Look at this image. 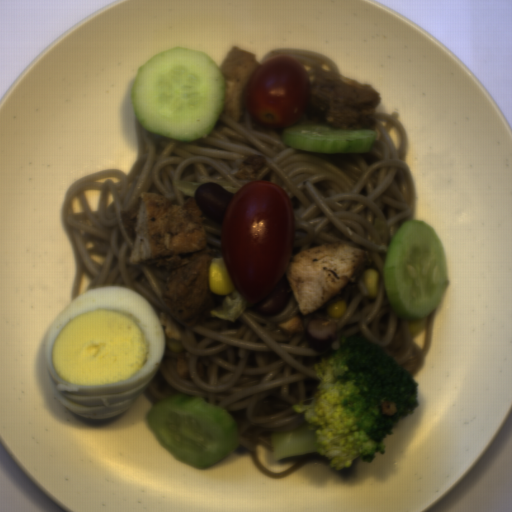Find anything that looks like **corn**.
I'll return each instance as SVG.
<instances>
[{
  "label": "corn",
  "instance_id": "1",
  "mask_svg": "<svg viewBox=\"0 0 512 512\" xmlns=\"http://www.w3.org/2000/svg\"><path fill=\"white\" fill-rule=\"evenodd\" d=\"M208 280L210 290L219 295L232 293L235 289L223 257L212 258L209 263Z\"/></svg>",
  "mask_w": 512,
  "mask_h": 512
},
{
  "label": "corn",
  "instance_id": "2",
  "mask_svg": "<svg viewBox=\"0 0 512 512\" xmlns=\"http://www.w3.org/2000/svg\"><path fill=\"white\" fill-rule=\"evenodd\" d=\"M378 283H379V274L377 270L374 268L366 269L363 275V286L366 294L377 297L378 294Z\"/></svg>",
  "mask_w": 512,
  "mask_h": 512
},
{
  "label": "corn",
  "instance_id": "3",
  "mask_svg": "<svg viewBox=\"0 0 512 512\" xmlns=\"http://www.w3.org/2000/svg\"><path fill=\"white\" fill-rule=\"evenodd\" d=\"M327 312L333 319L343 318L346 313L345 301H337L327 308Z\"/></svg>",
  "mask_w": 512,
  "mask_h": 512
},
{
  "label": "corn",
  "instance_id": "4",
  "mask_svg": "<svg viewBox=\"0 0 512 512\" xmlns=\"http://www.w3.org/2000/svg\"><path fill=\"white\" fill-rule=\"evenodd\" d=\"M165 347L169 351L177 353H180L184 349V346L181 341L173 340L170 338H166Z\"/></svg>",
  "mask_w": 512,
  "mask_h": 512
}]
</instances>
